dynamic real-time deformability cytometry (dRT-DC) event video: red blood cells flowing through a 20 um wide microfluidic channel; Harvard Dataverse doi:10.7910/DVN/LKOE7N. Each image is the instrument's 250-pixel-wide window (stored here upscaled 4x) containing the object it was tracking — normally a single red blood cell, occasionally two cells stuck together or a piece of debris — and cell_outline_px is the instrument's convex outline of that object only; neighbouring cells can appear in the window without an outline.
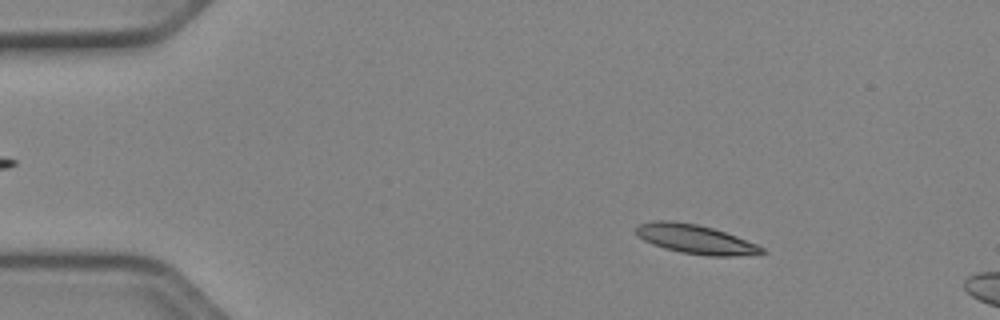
{"species": "Egyptian fruit bat (a non-hibernating species)", "species_latin": "Rousettus aegyptiacus", "temperature_condition": "cold", "stored_images_in_passage": 53, "segment_of_instrument_passage": [1, 2], "camera_frame_rate_fps": 3000, "um_per_image_px": 0.085, "animal": {"sex": "female"}, "frame": {"image": 1, "passage_image": 8, "time_ms": 2.333, "image_size_px": [1000, 320], "cell_outline_px": [[768, 252], [732, 256], [708, 256], [680, 252], [664, 248], [652, 244], [644, 240], [636, 232], [636, 228], [640, 224], [652, 220], [668, 220], [696, 224], [712, 228], [736, 236], [756, 244], [764, 248]], "centroid_in_image_um": [59.1, 20.33], "position_along_channel_um": 25.9, "area_um2": 21.1}}
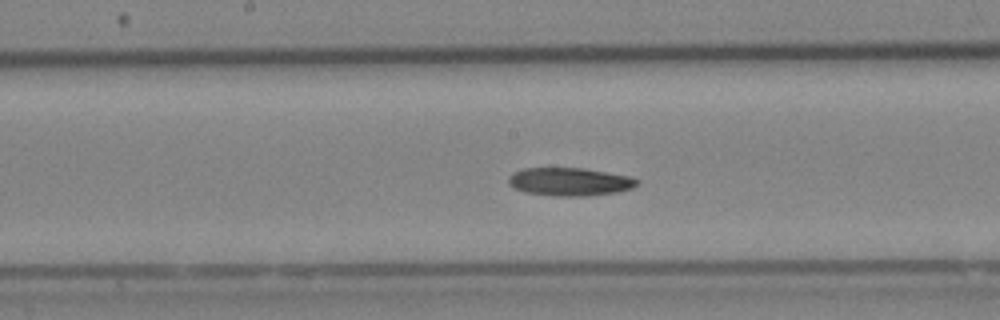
{"frame": {"image": 2, "passage_image": 27, "time_ms": 8.667, "image_size_px": [1000, 320], "cell_outline_px": [[640, 180], [632, 188], [616, 192], [588, 196], [556, 196], [524, 192], [512, 188], [508, 184], [508, 176], [512, 172], [524, 168], [584, 168], [628, 176]], "centroid_in_image_um": [48.36, 15.45], "position_along_channel_um": 199.8, "area_um2": 21.15}}
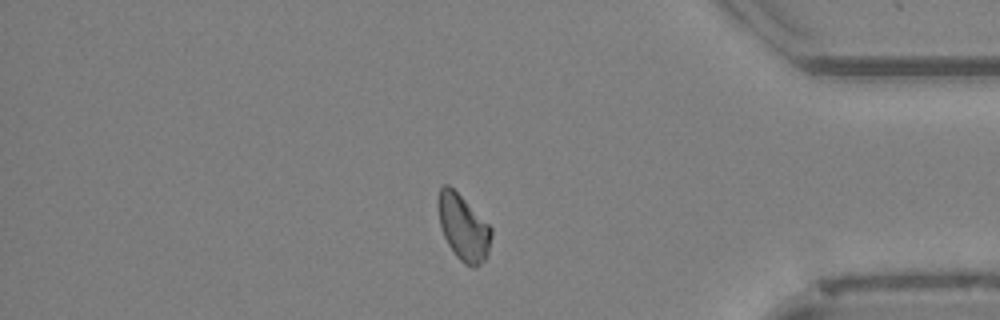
{"frame": {"image": 3, "passage_image": 44, "time_ms": 14.333, "image_size_px": [1000, 320], "cell_outline_px": [[492, 236], [488, 252], [484, 260], [476, 268], [472, 268], [464, 264], [456, 256], [448, 244], [444, 236], [440, 224], [440, 188], [444, 184], [448, 184], [492, 228]], "centroid_in_image_um": [39.42, 19.42], "position_along_channel_um": 395.8, "area_um2": 19.71}}